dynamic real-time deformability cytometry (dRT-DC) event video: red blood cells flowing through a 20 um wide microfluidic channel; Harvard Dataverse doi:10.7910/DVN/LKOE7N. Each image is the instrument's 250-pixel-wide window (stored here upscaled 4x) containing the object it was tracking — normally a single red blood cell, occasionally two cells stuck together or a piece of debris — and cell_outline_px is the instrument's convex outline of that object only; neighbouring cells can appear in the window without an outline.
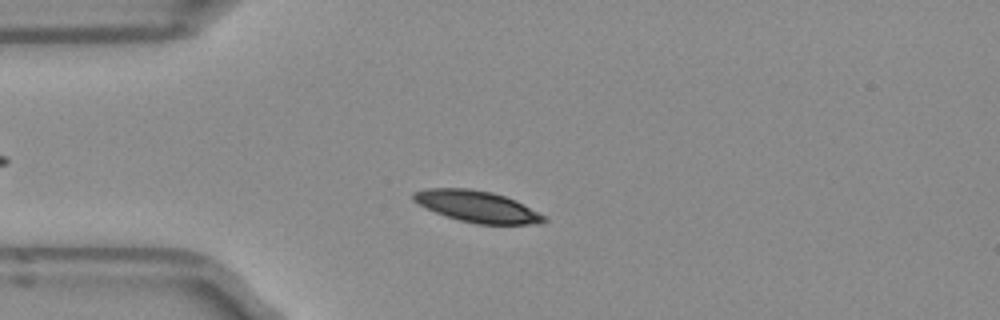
{"species": "Egyptian fruit bat (a non-hibernating species)", "species_latin": "Rousettus aegyptiacus", "temperature_condition": "room temperature", "stored_images_in_passage": 48, "camera_frame_rate_fps": 3000, "um_per_image_px": 0.085, "frame": {"image": 1, "passage_image": 9, "time_ms": 2.667, "image_size_px": [1000, 320], "cell_outline_px": [[548, 220], [536, 224], [476, 224], [444, 216], [412, 200], [412, 192], [424, 188], [468, 188], [492, 192], [516, 200], [544, 216]], "centroid_in_image_um": [40.52, 17.54], "position_along_channel_um": 44.5, "area_um2": 23.76}}
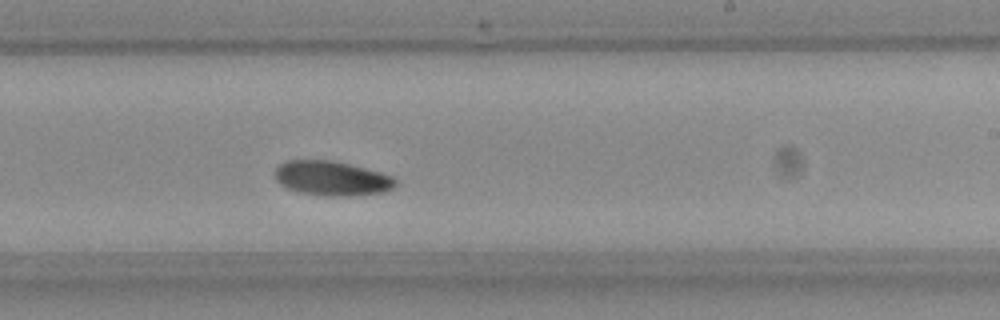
{"frame": {"image": 2, "passage_image": 27, "time_ms": 8.667, "image_size_px": [1000, 320], "cell_outline_px": [[396, 184], [392, 188], [384, 192], [352, 196], [324, 196], [300, 192], [288, 188], [280, 184], [276, 180], [272, 172], [284, 160], [332, 160], [380, 172], [392, 176], [396, 180]], "centroid_in_image_um": [28.16, 15.16], "position_along_channel_um": 260.8, "area_um2": 24.39}}
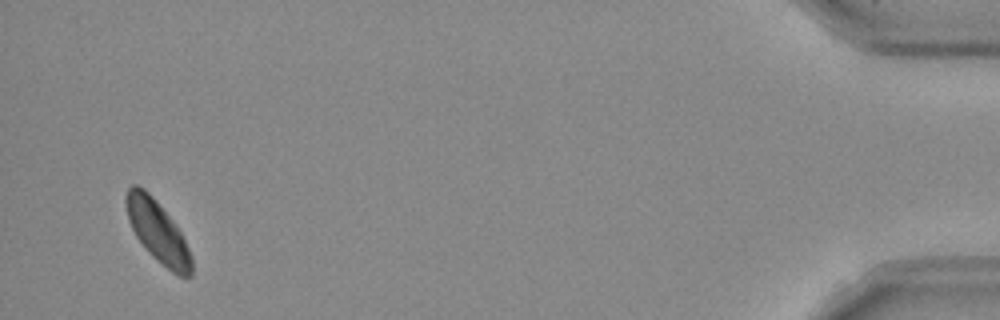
{"frame": {"image": 3, "passage_image": 46, "time_ms": 15.0, "image_size_px": [1000, 320], "cell_outline_px": [[192, 276], [180, 276], [172, 272], [156, 260], [148, 252], [136, 236], [128, 220], [124, 200], [124, 196], [128, 188], [132, 184], [136, 184], [144, 188], [156, 200], [176, 224], [192, 256]], "centroid_in_image_um": [13.38, 19.66], "position_along_channel_um": 421.8, "area_um2": 23.52}, "authors_computed_cell_mechanics": {"area_um2": 23.7269, "velocity_mm_per_s": 3.8852, "shape_relaxation_time_tau1_ms": 2.1575, "shape_relaxation_time_tau2_ms": null, "deformation_change_tau1": 0.0641, "deformation_change_tau2": null}}